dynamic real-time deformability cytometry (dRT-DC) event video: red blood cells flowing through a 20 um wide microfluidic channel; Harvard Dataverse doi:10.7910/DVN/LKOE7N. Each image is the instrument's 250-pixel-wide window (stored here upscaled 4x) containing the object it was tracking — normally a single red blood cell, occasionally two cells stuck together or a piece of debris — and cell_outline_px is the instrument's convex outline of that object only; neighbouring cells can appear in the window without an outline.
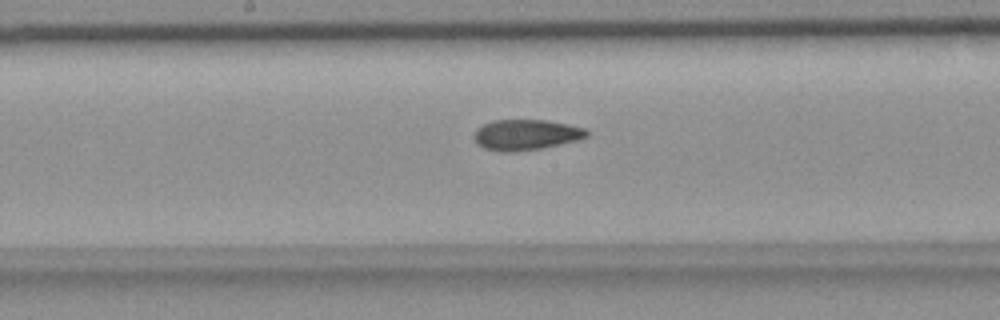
{"species": "common noctule bat (a hibernating species)", "species_latin": "Nyctalus noctula", "temperature_condition": "room temperature", "stored_images_in_passage": 38, "camera_frame_rate_fps": 3000, "um_per_image_px": 0.085, "animal": {"sex": "female", "body_mass_g": 18.4}, "frame": {"image": 1, "passage_image": 12, "time_ms": 3.667, "image_size_px": [1000, 320], "cell_outline_px": [[588, 136], [576, 140], [540, 148], [512, 152], [500, 152], [484, 148], [476, 144], [472, 136], [476, 128], [492, 120], [544, 120], [568, 124], [584, 128], [588, 132]], "centroid_in_image_um": [44.63, 11.45], "position_along_channel_um": 203.6, "area_um2": 20.06}}
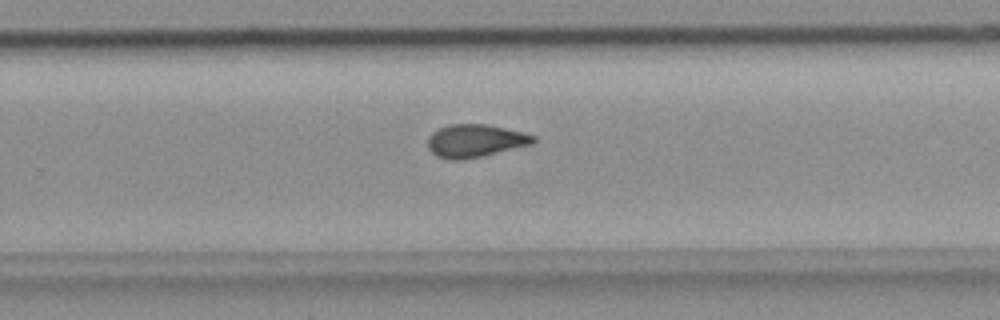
{"frame": {"image": 2, "passage_image": 19, "time_ms": 6.0, "image_size_px": [1000, 320], "cell_outline_px": [[536, 140], [532, 144], [464, 160], [448, 160], [436, 156], [428, 148], [428, 136], [432, 132], [448, 124], [488, 124], [524, 132], [536, 136]], "centroid_in_image_um": [40.38, 11.96], "position_along_channel_um": 289.4, "area_um2": 20.35}}
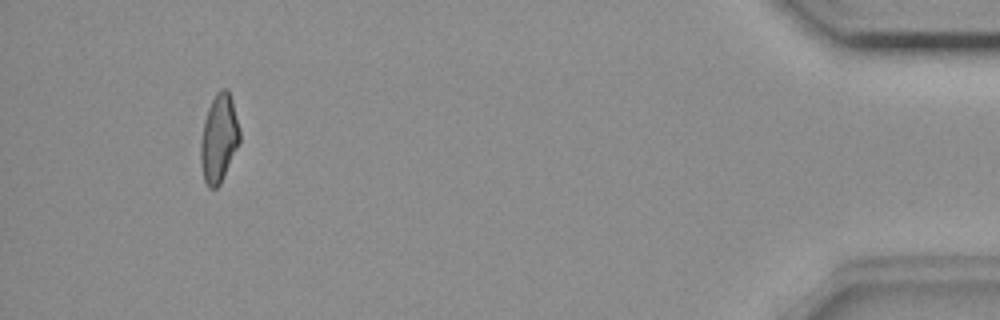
{"frame": {"image": 3, "passage_image": 35, "time_ms": 11.333, "image_size_px": [1000, 320], "cell_outline_px": [[240, 144], [220, 184], [216, 188], [208, 188], [204, 180], [200, 164], [200, 144], [204, 120], [208, 108], [216, 92], [220, 88], [228, 88], [232, 100], [240, 132]], "centroid_in_image_um": [18.6, 11.77], "position_along_channel_um": 416.6, "area_um2": 20.23}, "authors_computed_cell_mechanics": {"area_um2": 20.0855, "velocity_mm_per_s": 3.6973, "shape_relaxation_time_tau1_ms": null, "shape_relaxation_time_tau2_ms": 3.1984, "deformation_change_tau1": null, "deformation_change_tau2": 0.0965}}